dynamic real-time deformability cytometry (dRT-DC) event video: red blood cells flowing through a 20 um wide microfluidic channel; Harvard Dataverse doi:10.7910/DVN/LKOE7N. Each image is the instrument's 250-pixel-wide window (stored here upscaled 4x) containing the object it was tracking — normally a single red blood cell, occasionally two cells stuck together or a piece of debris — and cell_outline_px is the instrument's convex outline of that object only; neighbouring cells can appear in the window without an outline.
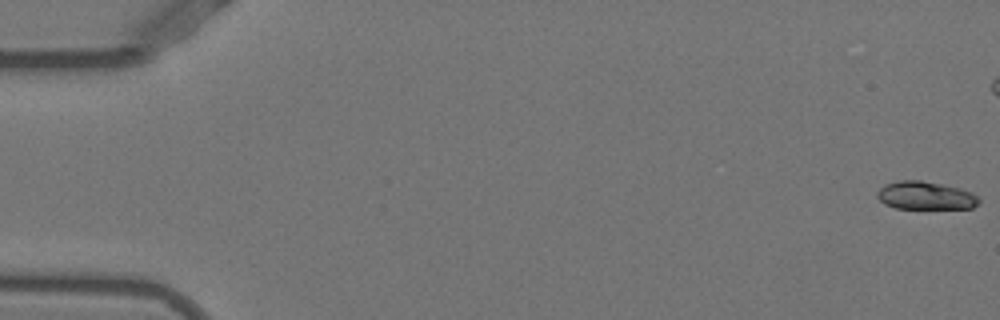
{"species": "Egyptian fruit bat (a non-hibernating species)", "species_latin": "Rousettus aegyptiacus", "temperature_condition": "warm", "stored_images_in_passage": 54, "camera_frame_rate_fps": 3000, "um_per_image_px": 0.085, "animal": {"sex": "female"}, "frame": {"image": 1, "passage_image": 1, "time_ms": 0.0, "image_size_px": [1000, 320], "cell_outline_px": [[980, 200], [972, 208], [896, 208], [884, 204], [876, 196], [876, 192], [884, 184], [900, 180], [920, 180], [960, 188], [972, 192]], "centroid_in_image_um": [78.62, 16.62], "position_along_channel_um": 6.4, "area_um2": 16.53}}
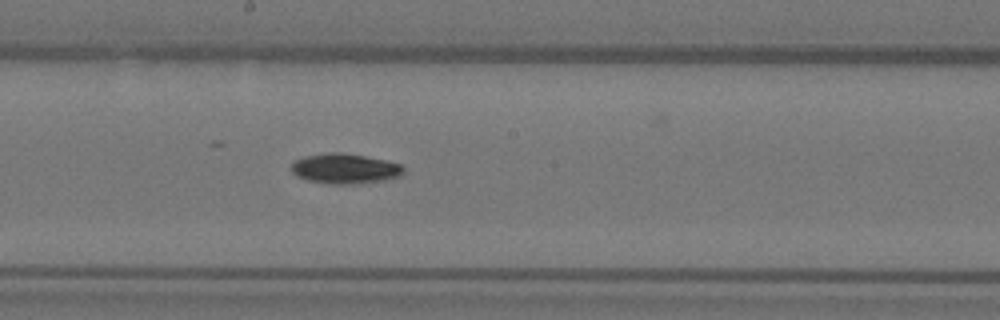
{"frame": {"image": 2, "passage_image": 29, "time_ms": 9.333, "image_size_px": [1000, 320], "cell_outline_px": [[404, 172], [400, 176], [384, 180], [356, 184], [332, 184], [308, 180], [296, 176], [292, 172], [292, 164], [296, 160], [304, 156], [332, 152], [340, 152], [364, 156], [384, 160], [400, 164], [404, 168]], "centroid_in_image_um": [29.32, 14.34], "position_along_channel_um": 218.9, "area_um2": 19.54}}
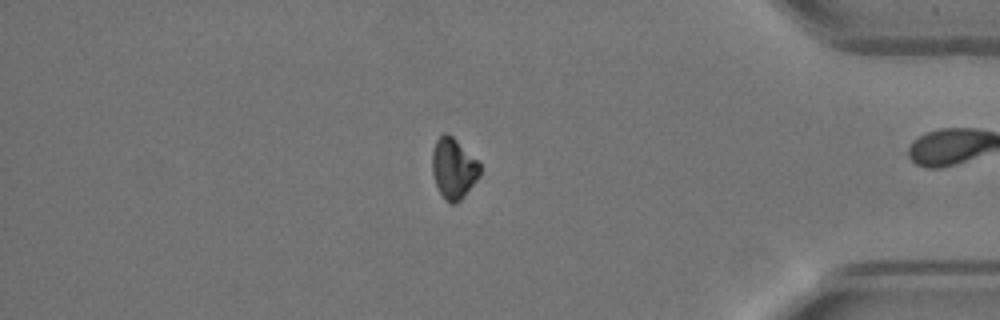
{"frame": {"image": 3, "passage_image": 45, "time_ms": 14.667, "image_size_px": [1000, 320], "cell_outline_px": [[480, 176], [464, 196], [456, 204], [452, 204], [444, 200], [436, 184], [432, 172], [432, 152], [436, 140], [444, 132], [452, 136], [480, 164]], "centroid_in_image_um": [38.54, 14.34], "position_along_channel_um": 396.7, "area_um2": 16.7}, "authors_computed_cell_mechanics": {"area_um2": 17.9758, "velocity_mm_per_s": 3.9092, "shape_relaxation_time_tau1_ms": 3.5623, "shape_relaxation_time_tau2_ms": null, "deformation_change_tau1": 0.137, "deformation_change_tau2": null}}